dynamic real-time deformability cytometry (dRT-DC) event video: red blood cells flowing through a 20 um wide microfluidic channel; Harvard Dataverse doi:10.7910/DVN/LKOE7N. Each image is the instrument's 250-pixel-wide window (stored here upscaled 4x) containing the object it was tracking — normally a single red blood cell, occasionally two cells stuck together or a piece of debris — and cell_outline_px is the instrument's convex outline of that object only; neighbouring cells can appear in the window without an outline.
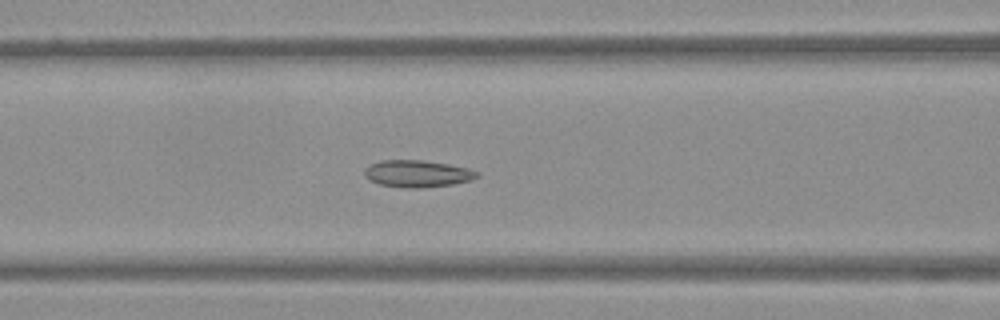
{"species": "Egyptian fruit bat (a non-hibernating species)", "species_latin": "Rousettus aegyptiacus", "temperature_condition": "warm", "stored_images_in_passage": 42, "camera_frame_rate_fps": 3000, "um_per_image_px": 0.085, "frame": {"image": 1, "passage_image": 11, "time_ms": 3.333, "image_size_px": [1000, 320], "cell_outline_px": [[480, 176], [472, 180], [452, 184], [420, 188], [404, 188], [380, 184], [368, 180], [364, 172], [364, 168], [380, 160], [420, 160], [448, 164], [468, 168], [480, 172]], "centroid_in_image_um": [35.49, 14.76], "position_along_channel_um": 131.1, "area_um2": 17.74}}
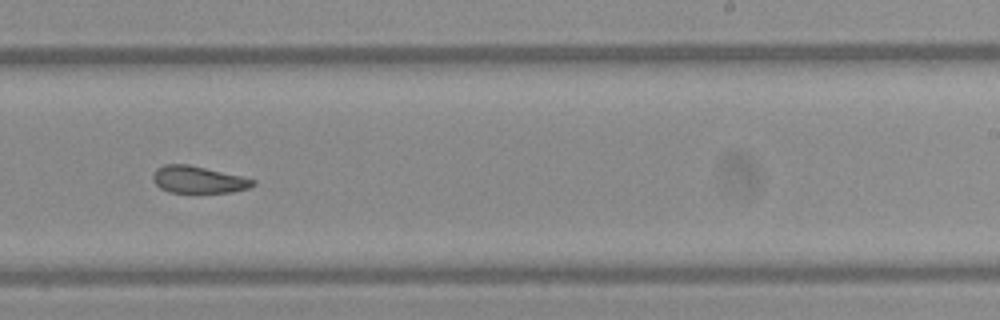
{"frame": {"image": 2, "passage_image": 22, "time_ms": 7.0, "image_size_px": [1000, 320], "cell_outline_px": [[256, 184], [248, 188], [232, 192], [168, 192], [160, 188], [152, 180], [152, 176], [156, 168], [164, 164], [188, 164], [240, 176], [256, 180]], "centroid_in_image_um": [16.82, 15.26], "position_along_channel_um": 272.2, "area_um2": 15.66}}
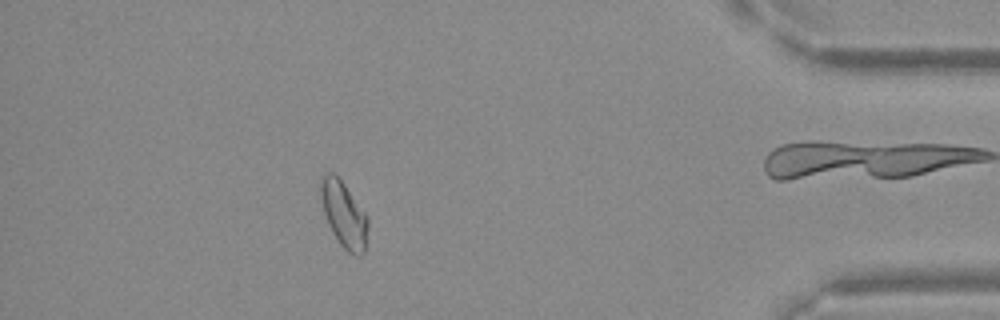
{"frame": {"image": 3, "passage_image": 36, "time_ms": 11.667, "image_size_px": [1000, 320], "cell_outline_px": [[368, 224], [364, 252], [360, 256], [356, 256], [348, 252], [340, 244], [332, 232], [328, 224], [324, 212], [320, 196], [320, 176], [324, 172], [332, 172], [344, 184], [368, 216]], "centroid_in_image_um": [29.21, 18.21], "position_along_channel_um": 406.0, "area_um2": 18.09}}